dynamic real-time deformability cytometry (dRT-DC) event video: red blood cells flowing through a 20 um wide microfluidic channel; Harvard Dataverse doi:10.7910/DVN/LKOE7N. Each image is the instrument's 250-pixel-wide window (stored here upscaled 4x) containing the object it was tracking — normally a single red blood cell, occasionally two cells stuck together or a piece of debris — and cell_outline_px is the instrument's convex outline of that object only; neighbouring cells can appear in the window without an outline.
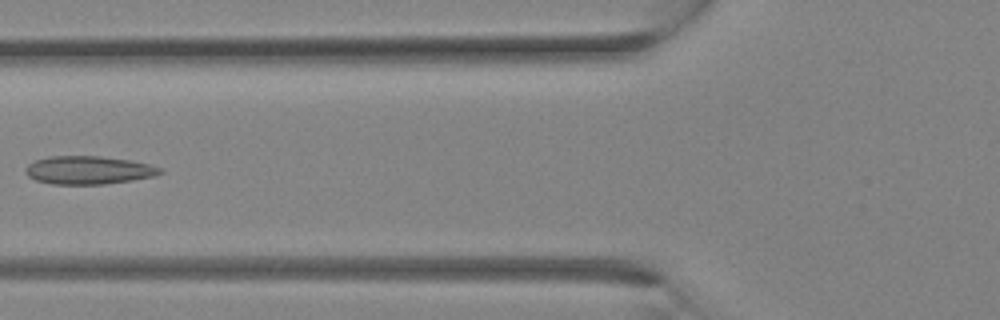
{"species": "Egyptian fruit bat (a non-hibernating species)", "species_latin": "Rousettus aegyptiacus", "temperature_condition": "room temperature", "stored_images_in_passage": 11, "camera_frame_rate_fps": 3000, "um_per_image_px": 0.085, "animal": {"sex": "female"}, "frame": {"image": 1, "passage_image": 8, "time_ms": 2.333, "image_size_px": [1000, 320], "cell_outline_px": [[164, 172], [156, 176], [132, 180], [104, 184], [52, 184], [36, 180], [28, 176], [24, 172], [24, 168], [28, 164], [36, 160], [52, 156], [100, 156], [128, 160], [148, 164], [164, 168]], "centroid_in_image_um": [7.54, 14.46], "position_along_channel_um": 118.3, "area_um2": 22.14}}
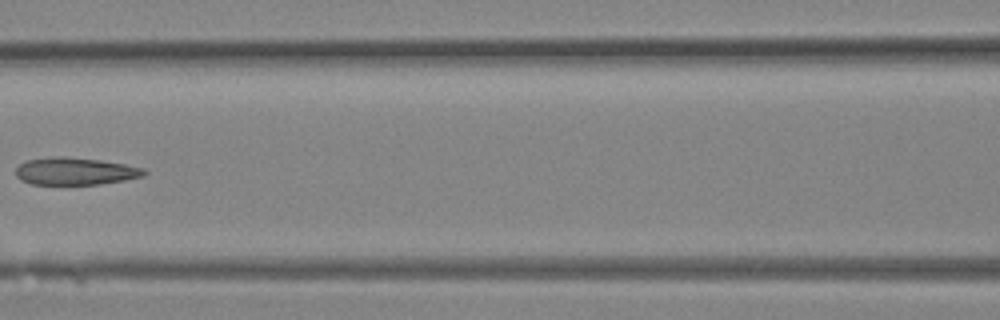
{"frame": {"image": 2, "passage_image": 10, "time_ms": 3.0, "image_size_px": [1000, 320], "cell_outline_px": [[148, 172], [144, 176], [124, 180], [100, 184], [32, 184], [20, 180], [16, 176], [16, 168], [24, 160], [52, 156], [64, 156], [100, 160], [124, 164], [144, 168]], "centroid_in_image_um": [6.37, 14.54], "position_along_channel_um": 160.2, "area_um2": 20.58}}